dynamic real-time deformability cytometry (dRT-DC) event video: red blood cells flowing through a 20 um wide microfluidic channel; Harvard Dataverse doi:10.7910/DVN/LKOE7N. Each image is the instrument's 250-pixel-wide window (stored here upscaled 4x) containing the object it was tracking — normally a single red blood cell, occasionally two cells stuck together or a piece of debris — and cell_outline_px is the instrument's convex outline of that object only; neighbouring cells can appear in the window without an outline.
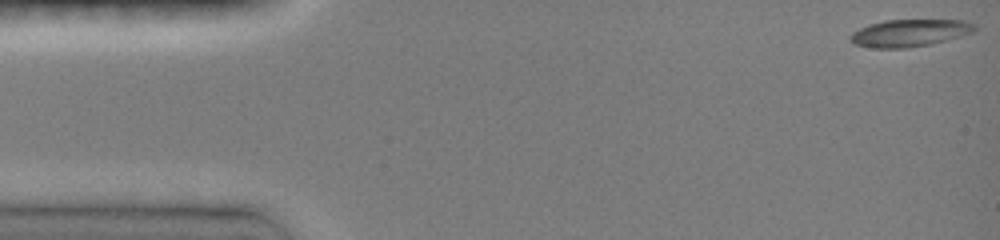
{"species": "common noctule bat (a hibernating species)", "species_latin": "Nyctalus noctula", "temperature_condition": "room temperature", "stored_images_in_passage": 20, "camera_frame_rate_fps": 3000, "um_per_image_px": 0.085, "animal": {"sex": "female", "body_mass_g": 19.0, "forearm_length_mm": 51.5}, "frame": {"image": 1, "passage_image": 1, "time_ms": 0.0, "image_size_px": [1000, 240], "cell_outline_px": [[976, 28], [972, 32], [960, 36], [928, 44], [908, 48], [872, 48], [856, 44], [848, 40], [848, 36], [852, 32], [868, 24], [884, 20], [964, 20], [976, 24]], "centroid_in_image_um": [77.26, 2.79], "position_along_channel_um": 7.7, "area_um2": 19.71}}
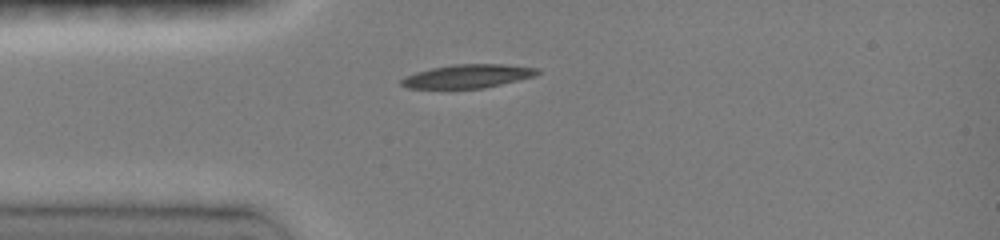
{"frame": {"image": 2, "passage_image": 7, "time_ms": 3.667, "image_size_px": [1000, 240], "cell_outline_px": [[540, 72], [536, 76], [484, 88], [408, 88], [400, 84], [400, 80], [404, 76], [416, 72], [432, 68], [452, 64], [500, 64], [540, 68]], "centroid_in_image_um": [39.76, 6.47], "position_along_channel_um": 45.2, "area_um2": 18.67}}
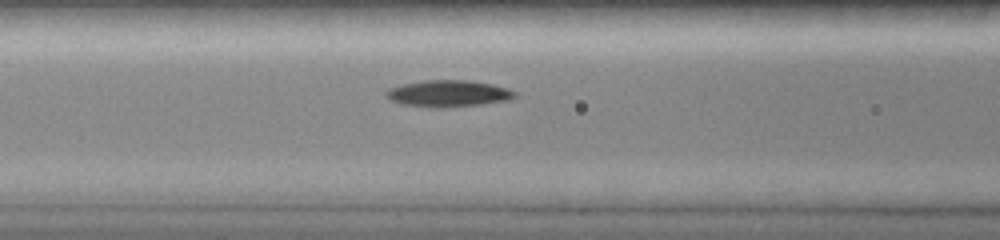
{"frame": {"image": 3, "passage_image": 12, "time_ms": 6.0, "image_size_px": [1000, 240], "cell_outline_px": [[516, 96], [508, 100], [480, 104], [448, 108], [428, 108], [400, 104], [392, 100], [384, 92], [388, 88], [404, 84], [424, 80], [468, 80], [492, 84], [508, 88], [516, 92]], "centroid_in_image_um": [38.09, 7.96], "position_along_channel_um": 128.5, "area_um2": 20.11}}